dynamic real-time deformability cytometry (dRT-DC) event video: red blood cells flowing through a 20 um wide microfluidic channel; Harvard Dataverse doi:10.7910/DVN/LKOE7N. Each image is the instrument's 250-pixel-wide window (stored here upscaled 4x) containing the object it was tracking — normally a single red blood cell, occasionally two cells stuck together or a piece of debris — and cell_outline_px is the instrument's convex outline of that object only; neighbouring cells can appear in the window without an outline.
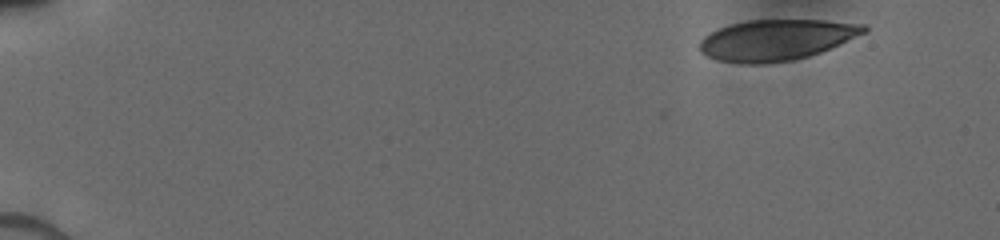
{"species": "human", "species_latin": "Homo sapiens", "temperature_condition": "cold", "stored_images_in_passage": 13, "camera_frame_rate_fps": 3000, "um_per_image_px": 0.085, "donor": {"sex": "male"}, "frame": {"image": 1, "passage_image": 1, "time_ms": 0.0, "image_size_px": [1000, 240], "cell_outline_px": [[868, 32], [820, 52], [808, 56], [792, 60], [764, 64], [744, 64], [716, 60], [700, 52], [700, 40], [704, 36], [728, 24], [748, 20], [824, 20], [864, 24], [868, 28]], "centroid_in_image_um": [65.99, 3.39], "position_along_channel_um": 19.0, "area_um2": 39.19}}
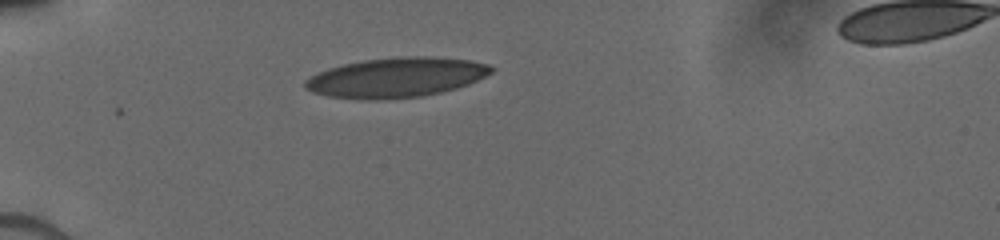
{"frame": {"image": 2, "passage_image": 12, "time_ms": 3.667, "image_size_px": [1000, 240], "cell_outline_px": [[496, 68], [492, 72], [468, 84], [456, 88], [424, 96], [380, 100], [360, 100], [328, 96], [312, 92], [304, 88], [304, 80], [328, 68], [344, 64], [364, 60], [396, 56], [424, 56], [468, 60], [488, 64]], "centroid_in_image_um": [33.65, 6.59], "position_along_channel_um": 51.3, "area_um2": 43.23}}